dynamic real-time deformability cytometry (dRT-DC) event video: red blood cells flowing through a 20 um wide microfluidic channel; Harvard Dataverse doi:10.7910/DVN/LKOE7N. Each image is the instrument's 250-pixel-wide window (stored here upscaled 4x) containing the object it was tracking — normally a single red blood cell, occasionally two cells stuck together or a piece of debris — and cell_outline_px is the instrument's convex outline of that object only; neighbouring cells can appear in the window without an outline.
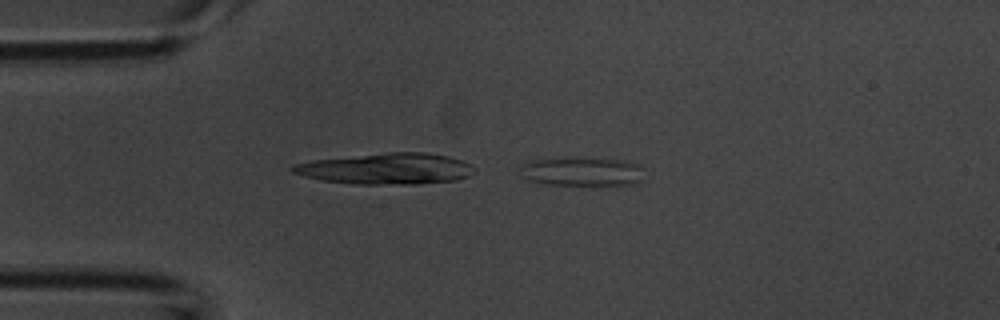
{"species": "common noctule bat (a hibernating species)", "species_latin": "Nyctalus noctula", "temperature_condition": "room temperature", "stored_images_in_passage": 41, "camera_frame_rate_fps": 3000, "um_per_image_px": 0.085, "animal": {"sex": "male", "body_mass_g": 20.1, "forearm_length_mm": 53.5}, "frame": {"image": 1, "passage_image": 1, "time_ms": 0.0, "image_size_px": [1000, 320], "cell_outline_px": [[644, 180], [636, 184], [544, 184], [528, 180], [520, 176], [524, 164], [528, 160], [568, 156], [576, 156], [620, 160], [640, 164]], "centroid_in_image_um": [49.46, 14.54], "position_along_channel_um": 35.5, "area_um2": 21.27}}
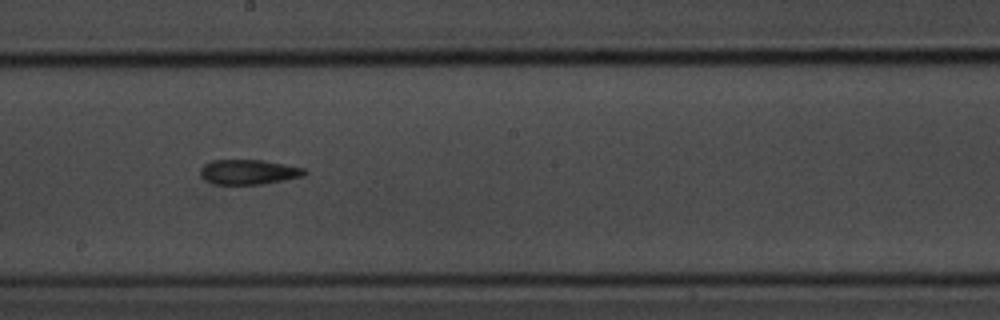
{"frame": {"image": 2, "passage_image": 19, "time_ms": 6.0, "image_size_px": [1000, 320], "cell_outline_px": [[308, 172], [304, 176], [264, 184], [216, 184], [208, 180], [200, 172], [200, 168], [204, 164], [212, 160], [264, 160], [304, 168]], "centroid_in_image_um": [21.18, 14.61], "position_along_channel_um": 227.0, "area_um2": 14.97}}
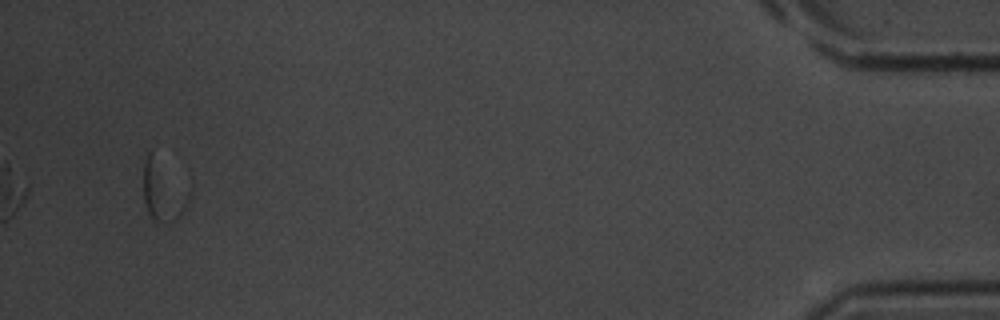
{"frame": {"image": 3, "passage_image": 41, "time_ms": 13.333, "image_size_px": [1000, 320], "cell_outline_px": [[192, 196], [180, 216], [176, 220], [168, 224], [156, 220], [148, 212], [144, 200], [144, 160], [148, 152], [192, 188]], "centroid_in_image_um": [13.95, 16.28], "position_along_channel_um": 421.2, "area_um2": 16.13}, "authors_computed_cell_mechanics": {"area_um2": 14.7968, "velocity_mm_per_s": 3.737, "shape_relaxation_time_tau1_ms": null, "shape_relaxation_time_tau2_ms": 4.605, "deformation_change_tau1": null, "deformation_change_tau2": 0.1264}}